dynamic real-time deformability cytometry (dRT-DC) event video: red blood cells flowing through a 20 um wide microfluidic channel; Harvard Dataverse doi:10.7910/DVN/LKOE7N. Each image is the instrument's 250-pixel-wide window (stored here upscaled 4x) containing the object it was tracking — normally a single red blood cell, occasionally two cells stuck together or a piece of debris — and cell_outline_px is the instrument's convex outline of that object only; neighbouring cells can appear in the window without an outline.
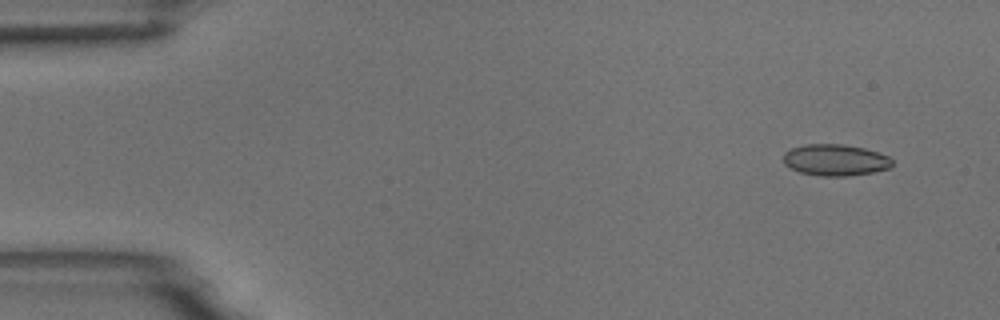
{"species": "common noctule bat (a hibernating species)", "species_latin": "Nyctalus noctula", "temperature_condition": "room temperature", "stored_images_in_passage": 5, "camera_frame_rate_fps": 3000, "um_per_image_px": 0.085, "animal": {"sex": "male", "body_mass_g": 18.8}, "frame": {"image": 1, "passage_image": 1, "time_ms": 0.0, "image_size_px": [1000, 320], "cell_outline_px": [[892, 164], [888, 168], [872, 172], [848, 176], [820, 176], [800, 172], [784, 164], [784, 152], [792, 148], [804, 144], [840, 144], [864, 148], [888, 156], [892, 160]], "centroid_in_image_um": [70.98, 13.6], "position_along_channel_um": 14.0, "area_um2": 19.77}}
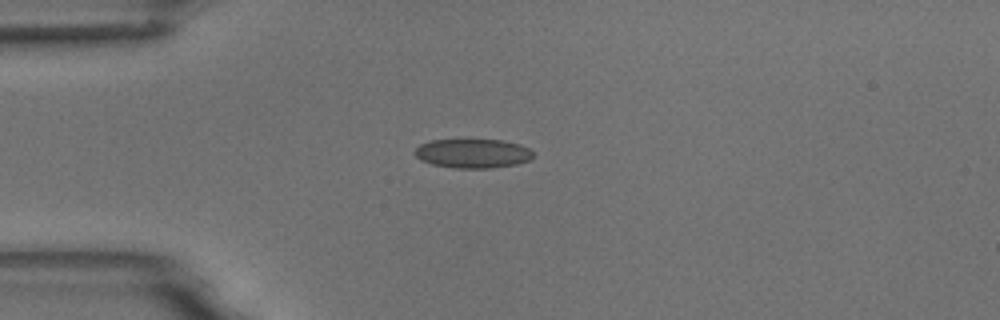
{"frame": {"image": 2, "passage_image": 3, "time_ms": 3.333, "image_size_px": [1000, 320], "cell_outline_px": [[532, 156], [528, 160], [516, 164], [492, 168], [452, 168], [432, 164], [420, 160], [412, 152], [420, 144], [432, 140], [504, 140], [520, 144], [528, 148], [532, 152]], "centroid_in_image_um": [40.15, 13.04], "position_along_channel_um": 44.9, "area_um2": 20.11}}